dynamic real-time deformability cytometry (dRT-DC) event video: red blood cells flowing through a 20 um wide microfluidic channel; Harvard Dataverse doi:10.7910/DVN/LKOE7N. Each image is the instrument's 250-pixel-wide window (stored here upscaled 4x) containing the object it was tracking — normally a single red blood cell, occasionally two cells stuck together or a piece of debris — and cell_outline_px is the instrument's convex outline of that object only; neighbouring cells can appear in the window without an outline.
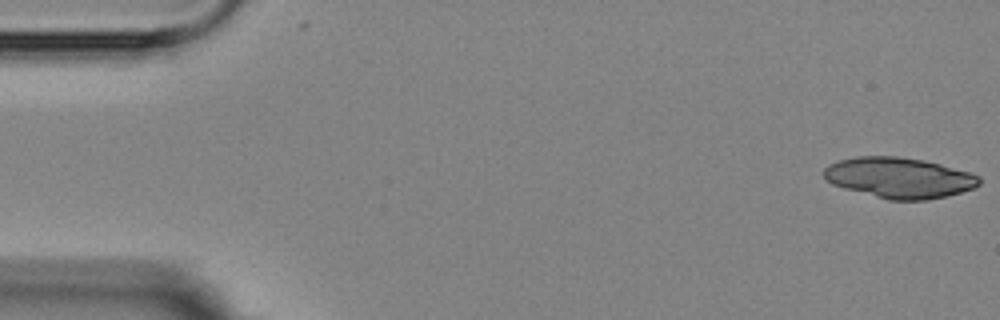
{"species": "Egyptian fruit bat (a non-hibernating species)", "species_latin": "Rousettus aegyptiacus", "temperature_condition": "room temperature", "stored_images_in_passage": 6, "camera_frame_rate_fps": 3000, "um_per_image_px": 0.085, "animal": {"sex": "female"}, "frame": {"image": 1, "passage_image": 1, "time_ms": 0.0, "image_size_px": [1000, 320], "cell_outline_px": [[980, 184], [972, 188], [960, 192], [928, 200], [888, 200], [844, 188], [832, 184], [824, 176], [824, 168], [828, 164], [840, 160], [856, 156], [896, 156], [924, 160], [940, 164], [968, 172], [980, 176]], "centroid_in_image_um": [76.41, 15.1], "position_along_channel_um": 8.6, "area_um2": 36.59}}